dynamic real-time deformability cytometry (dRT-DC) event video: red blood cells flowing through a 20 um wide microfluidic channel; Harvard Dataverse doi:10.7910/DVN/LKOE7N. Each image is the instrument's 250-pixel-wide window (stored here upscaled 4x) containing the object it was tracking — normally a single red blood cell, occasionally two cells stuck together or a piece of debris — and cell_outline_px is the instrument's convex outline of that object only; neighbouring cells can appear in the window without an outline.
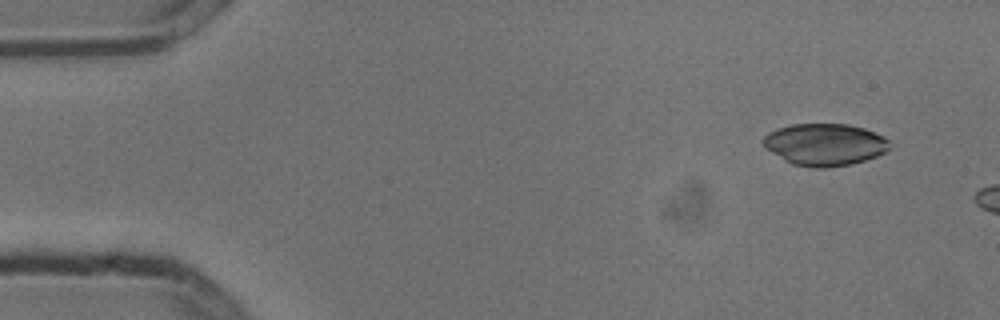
{"species": "common noctule bat (a hibernating species)", "species_latin": "Nyctalus noctula", "temperature_condition": "cold", "stored_images_in_passage": 3, "camera_frame_rate_fps": 3000, "um_per_image_px": 0.085, "animal": {"sex": "male", "body_mass_g": 13.3}, "frame": {"image": 1, "passage_image": 1, "time_ms": 0.0, "image_size_px": [1000, 320], "cell_outline_px": [[892, 148], [876, 156], [864, 160], [848, 164], [824, 168], [812, 168], [792, 164], [784, 160], [772, 152], [764, 144], [764, 136], [768, 132], [776, 128], [792, 124], [848, 124], [864, 128], [888, 140]], "centroid_in_image_um": [70.09, 12.28], "position_along_channel_um": 14.9, "area_um2": 30.69}}